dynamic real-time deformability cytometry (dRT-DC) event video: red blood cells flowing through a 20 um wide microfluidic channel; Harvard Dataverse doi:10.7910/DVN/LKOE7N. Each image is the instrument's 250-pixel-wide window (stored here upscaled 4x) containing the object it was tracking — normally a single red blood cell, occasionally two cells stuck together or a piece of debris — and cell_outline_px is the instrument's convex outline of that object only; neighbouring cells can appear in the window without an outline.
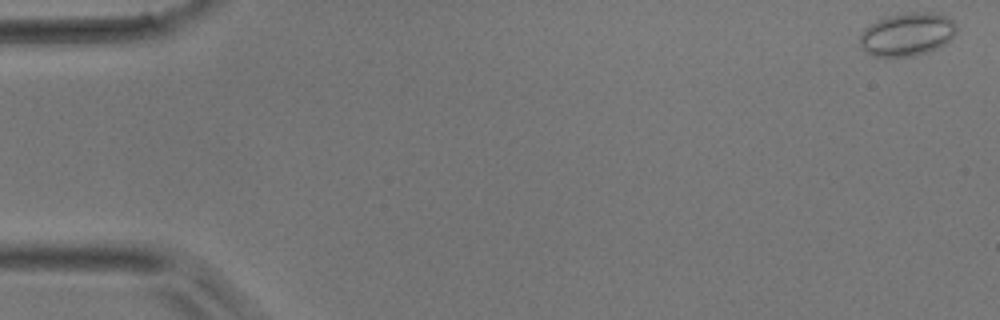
{"species": "common noctule bat (a hibernating species)", "species_latin": "Nyctalus noctula", "temperature_condition": "room temperature", "stored_images_in_passage": 49, "camera_frame_rate_fps": 3000, "um_per_image_px": 0.085, "animal": {"sex": "male", "body_mass_g": 17.9}, "frame": {"image": 1, "passage_image": 1, "time_ms": 0.0, "image_size_px": [1000, 320], "cell_outline_px": [[956, 32], [944, 44], [928, 52], [912, 56], [872, 56], [864, 52], [860, 44], [860, 36], [864, 28], [888, 16], [912, 12], [932, 12], [944, 16], [952, 20], [956, 24]], "centroid_in_image_um": [77.09, 2.93], "position_along_channel_um": 7.9, "area_um2": 23.99}}
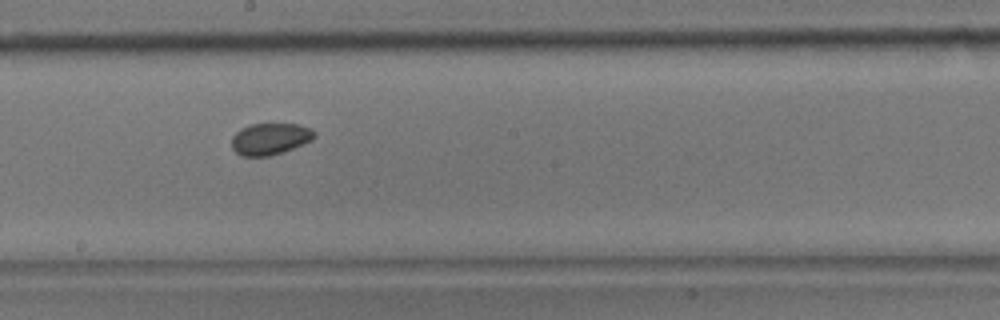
{"frame": {"image": 2, "passage_image": 27, "time_ms": 8.667, "image_size_px": [1000, 320], "cell_outline_px": [[316, 136], [312, 140], [292, 148], [268, 156], [240, 156], [232, 148], [232, 136], [240, 128], [252, 124], [296, 124], [312, 128], [316, 132]], "centroid_in_image_um": [22.95, 11.79], "position_along_channel_um": 225.2, "area_um2": 15.2}}
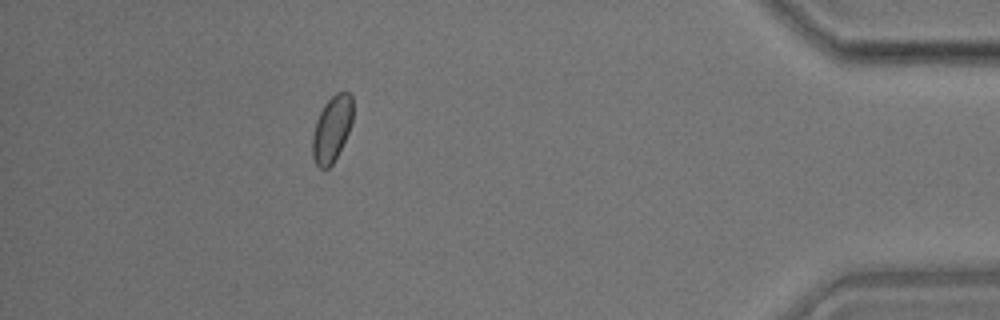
{"frame": {"image": 3, "passage_image": 44, "time_ms": 14.333, "image_size_px": [1000, 320], "cell_outline_px": [[352, 120], [348, 132], [332, 164], [324, 172], [316, 164], [312, 156], [312, 136], [316, 120], [324, 104], [336, 92], [348, 92], [352, 96]], "centroid_in_image_um": [28.18, 10.96], "position_along_channel_um": 407.0, "area_um2": 15.43}}